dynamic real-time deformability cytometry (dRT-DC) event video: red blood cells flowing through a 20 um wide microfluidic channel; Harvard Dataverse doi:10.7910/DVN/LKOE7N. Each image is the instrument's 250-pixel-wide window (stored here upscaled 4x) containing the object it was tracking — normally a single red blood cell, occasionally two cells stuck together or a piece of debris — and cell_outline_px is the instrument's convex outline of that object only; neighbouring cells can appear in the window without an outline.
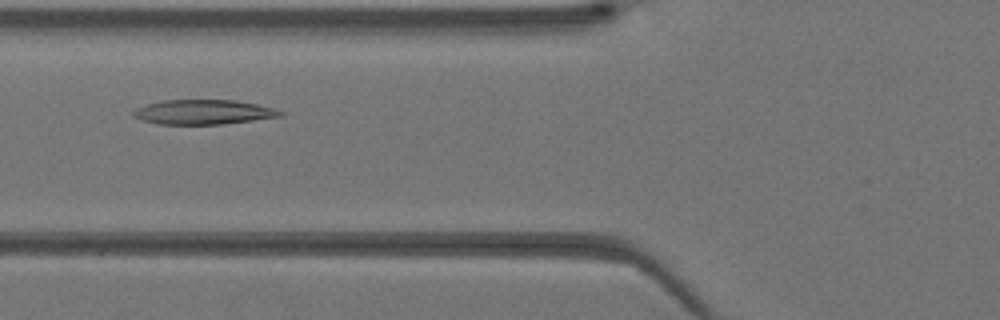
{"species": "Egyptian fruit bat (a non-hibernating species)", "species_latin": "Rousettus aegyptiacus", "temperature_condition": "warm", "stored_images_in_passage": 37, "camera_frame_rate_fps": 3000, "um_per_image_px": 0.085, "animal": {"sex": "female"}, "frame": {"image": 1, "passage_image": 11, "time_ms": 3.333, "image_size_px": [1000, 320], "cell_outline_px": [[284, 112], [280, 116], [252, 120], [220, 124], [156, 124], [132, 116], [132, 112], [136, 108], [160, 100], [232, 100], [256, 104], [272, 108]], "centroid_in_image_um": [17.23, 9.52], "position_along_channel_um": 108.6, "area_um2": 20.81}}
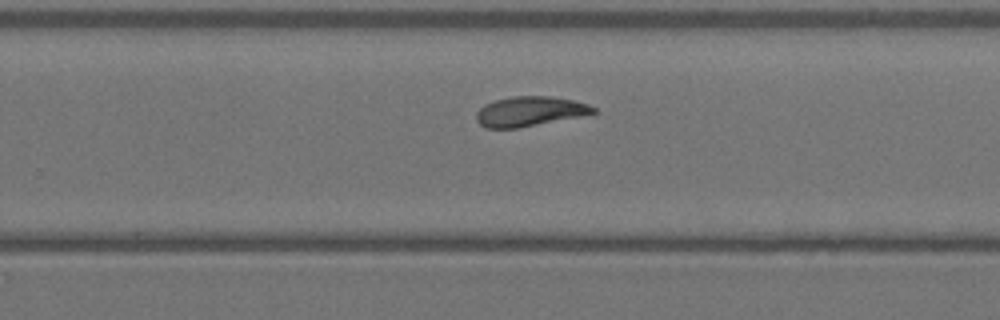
{"frame": {"image": 2, "passage_image": 22, "time_ms": 7.0, "image_size_px": [1000, 320], "cell_outline_px": [[596, 112], [516, 128], [484, 128], [476, 120], [476, 112], [484, 104], [496, 100], [512, 96], [552, 96], [572, 100], [588, 104], [596, 108]], "centroid_in_image_um": [44.95, 9.45], "position_along_channel_um": 284.8, "area_um2": 19.88}}
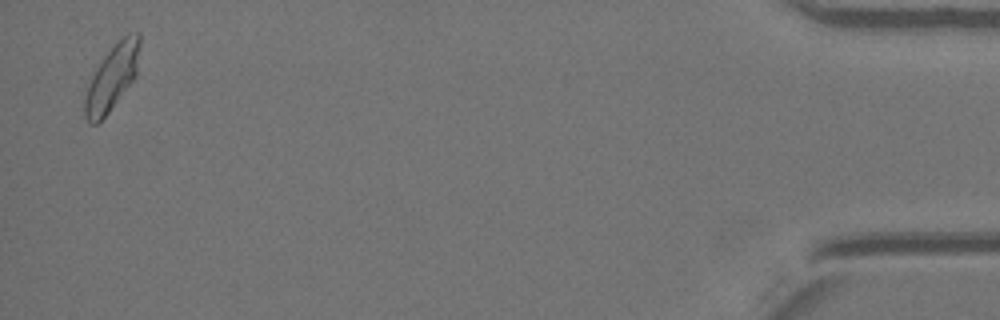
{"frame": {"image": 3, "passage_image": 36, "time_ms": 11.667, "image_size_px": [1000, 320], "cell_outline_px": [[140, 44], [136, 76], [108, 112], [96, 124], [88, 124], [84, 116], [84, 88], [96, 68], [104, 56], [116, 40], [128, 32], [140, 32]], "centroid_in_image_um": [9.49, 6.56], "position_along_channel_um": 425.7, "area_um2": 21.21}}